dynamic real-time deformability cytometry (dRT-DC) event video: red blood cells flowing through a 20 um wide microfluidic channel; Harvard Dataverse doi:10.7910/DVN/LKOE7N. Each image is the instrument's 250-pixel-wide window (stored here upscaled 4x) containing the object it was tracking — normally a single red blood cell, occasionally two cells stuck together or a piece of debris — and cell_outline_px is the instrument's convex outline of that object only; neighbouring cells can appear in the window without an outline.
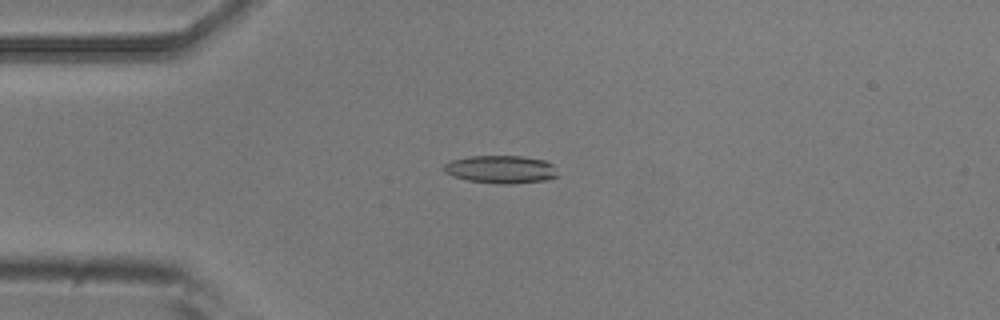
{"species": "common noctule bat (a hibernating species)", "species_latin": "Nyctalus noctula", "temperature_condition": "room temperature", "stored_images_in_passage": 5, "camera_frame_rate_fps": 3000, "um_per_image_px": 0.085, "animal": {"sex": "male", "body_mass_g": 20.5, "forearm_length_mm": 52.5}, "frame": {"image": 1, "passage_image": 4, "time_ms": 1.0, "image_size_px": [1000, 320], "cell_outline_px": [[556, 176], [548, 180], [508, 184], [500, 184], [468, 180], [452, 176], [444, 172], [440, 168], [444, 164], [452, 160], [472, 156], [520, 156], [544, 160], [552, 164], [556, 172]], "centroid_in_image_um": [42.53, 14.4], "position_along_channel_um": 42.5, "area_um2": 18.44}}